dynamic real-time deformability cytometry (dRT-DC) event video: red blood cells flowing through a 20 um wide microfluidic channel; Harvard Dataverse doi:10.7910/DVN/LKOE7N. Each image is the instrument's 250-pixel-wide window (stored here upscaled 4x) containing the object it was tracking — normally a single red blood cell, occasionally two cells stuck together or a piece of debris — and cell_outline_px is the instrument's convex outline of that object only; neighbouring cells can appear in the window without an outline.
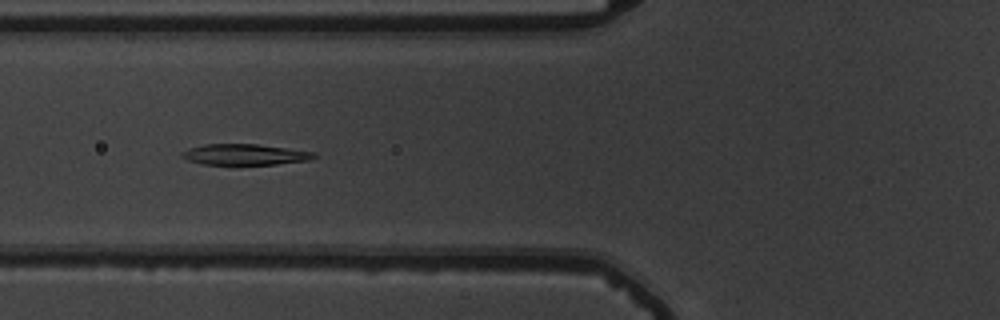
{"species": "common noctule bat (a hibernating species)", "species_latin": "Nyctalus noctula", "temperature_condition": "warm", "stored_images_in_passage": 37, "camera_frame_rate_fps": 3000, "um_per_image_px": 0.085, "animal": {"sex": "male", "body_mass_g": 19.5, "forearm_length_mm": 54.6}, "frame": {"image": 1, "passage_image": 4, "time_ms": 1.0, "image_size_px": [1000, 320], "cell_outline_px": [[320, 156], [312, 160], [276, 164], [204, 164], [188, 160], [180, 156], [180, 152], [188, 148], [204, 144], [256, 144], [316, 152]], "centroid_in_image_um": [20.85, 13.13], "position_along_channel_um": 105.0, "area_um2": 16.18}}
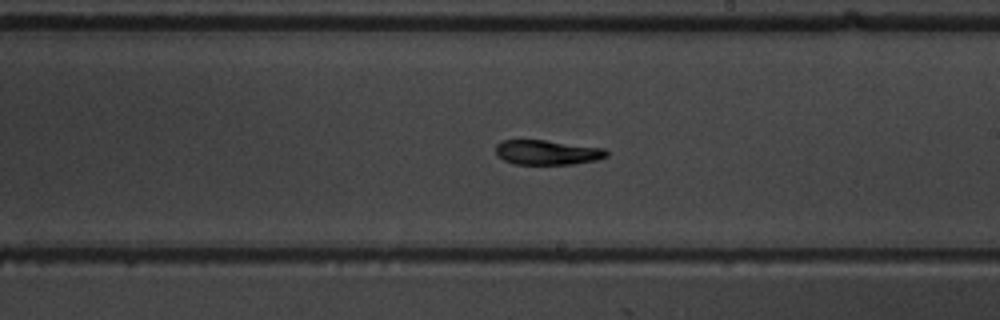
{"frame": {"image": 2, "passage_image": 15, "time_ms": 4.667, "image_size_px": [1000, 320], "cell_outline_px": [[608, 156], [596, 160], [572, 164], [512, 164], [504, 160], [496, 152], [496, 144], [500, 140], [544, 140], [604, 148], [608, 152]], "centroid_in_image_um": [46.51, 12.95], "position_along_channel_um": 242.5, "area_um2": 15.9}}
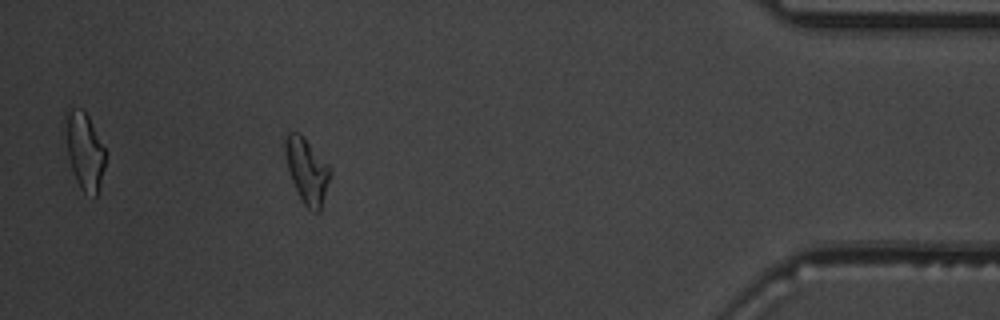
{"frame": {"image": 3, "passage_image": 32, "time_ms": 10.333, "image_size_px": [1000, 320], "cell_outline_px": [[332, 172], [320, 212], [312, 212], [304, 204], [292, 180], [288, 168], [284, 152], [284, 140], [288, 132], [300, 132], [304, 136], [328, 164]], "centroid_in_image_um": [26.1, 14.48], "position_along_channel_um": 409.1, "area_um2": 17.11}, "authors_computed_cell_mechanics": {"area_um2": 16.473, "velocity_mm_per_s": 3.7544, "shape_relaxation_time_tau1_ms": 6.1869, "shape_relaxation_time_tau2_ms": 8.8349, "deformation_change_tau1": 0.2131, "deformation_change_tau2": 0.1701}}